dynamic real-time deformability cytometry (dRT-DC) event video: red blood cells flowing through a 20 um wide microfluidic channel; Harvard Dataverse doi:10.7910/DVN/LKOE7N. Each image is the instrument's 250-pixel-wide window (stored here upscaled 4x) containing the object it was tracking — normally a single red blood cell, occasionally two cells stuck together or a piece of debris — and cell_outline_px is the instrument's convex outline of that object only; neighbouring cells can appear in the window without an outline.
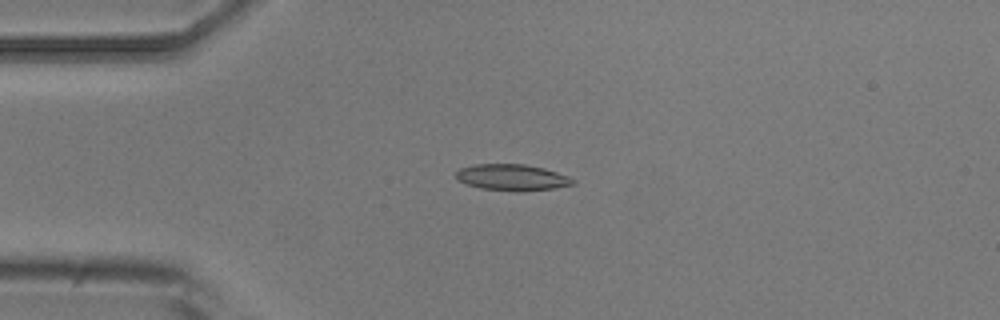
{"species": "common noctule bat (a hibernating species)", "species_latin": "Nyctalus noctula", "temperature_condition": "room temperature", "stored_images_in_passage": 4, "camera_frame_rate_fps": 3000, "um_per_image_px": 0.085, "animal": {"sex": "male", "body_mass_g": 20.5, "forearm_length_mm": 52.5}, "frame": {"image": 1, "passage_image": 4, "time_ms": 3.333, "image_size_px": [1000, 320], "cell_outline_px": [[576, 184], [556, 188], [524, 192], [516, 192], [480, 188], [464, 184], [456, 180], [456, 172], [460, 168], [476, 164], [524, 164], [544, 168], [568, 176], [576, 180]], "centroid_in_image_um": [43.54, 15.1], "position_along_channel_um": 41.5, "area_um2": 18.26}}